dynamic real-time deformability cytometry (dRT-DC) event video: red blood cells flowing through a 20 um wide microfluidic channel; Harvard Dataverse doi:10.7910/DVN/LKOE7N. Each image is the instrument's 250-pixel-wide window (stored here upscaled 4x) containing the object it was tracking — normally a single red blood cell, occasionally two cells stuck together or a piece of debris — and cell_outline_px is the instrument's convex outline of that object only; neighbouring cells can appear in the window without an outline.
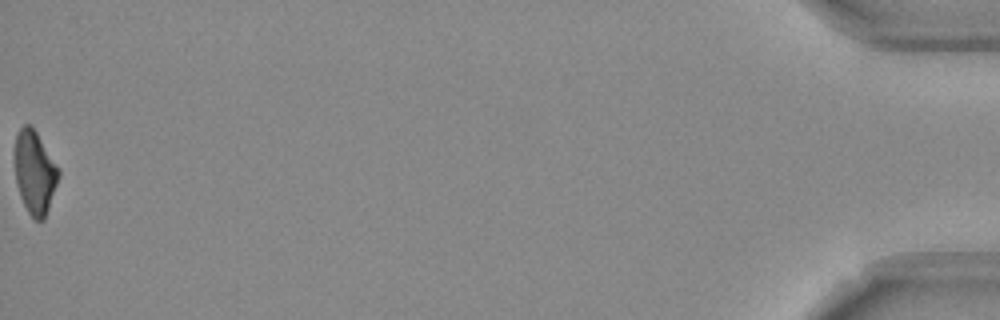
{"species": "Egyptian fruit bat (a non-hibernating species)", "species_latin": "Rousettus aegyptiacus", "temperature_condition": "room temperature", "stored_images_in_passage": 54, "camera_frame_rate_fps": 3000, "um_per_image_px": 0.085, "frame": {"image": 1, "passage_image": 54, "time_ms": 17.667, "image_size_px": [1000, 320], "cell_outline_px": [[60, 176], [44, 220], [36, 220], [28, 212], [20, 196], [16, 184], [16, 136], [20, 128], [24, 124], [28, 124], [36, 132], [60, 168]], "centroid_in_image_um": [2.98, 14.67], "position_along_channel_um": 432.2, "area_um2": 20.92}, "authors_computed_cell_mechanics": {"area_um2": 22.542, "velocity_mm_per_s": 3.7784, "shape_relaxation_time_tau1_ms": 9.4699, "shape_relaxation_time_tau2_ms": 10.5584, "deformation_change_tau1": 0.2062, "deformation_change_tau2": 0.2383}}